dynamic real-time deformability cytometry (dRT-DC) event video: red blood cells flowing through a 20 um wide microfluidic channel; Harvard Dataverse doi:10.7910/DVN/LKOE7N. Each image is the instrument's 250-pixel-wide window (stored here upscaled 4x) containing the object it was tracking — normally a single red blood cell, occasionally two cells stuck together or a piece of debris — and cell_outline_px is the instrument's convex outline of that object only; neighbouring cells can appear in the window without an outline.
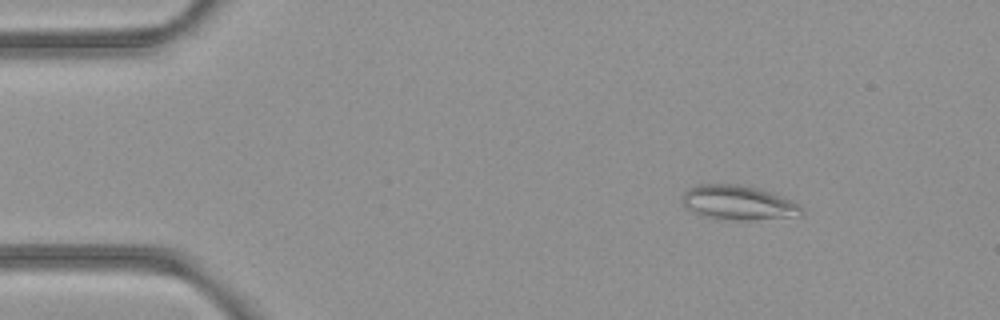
{"species": "common noctule bat (a hibernating species)", "species_latin": "Nyctalus noctula", "temperature_condition": "room temperature", "stored_images_in_passage": 52, "camera_frame_rate_fps": 3000, "um_per_image_px": 0.085, "animal": {"sex": "female", "body_mass_g": 21.9}, "frame": {"image": 1, "passage_image": 7, "time_ms": 2.0, "image_size_px": [1000, 320], "cell_outline_px": [[804, 212], [800, 216], [752, 220], [732, 220], [700, 216], [692, 212], [684, 204], [684, 192], [688, 188], [696, 184], [736, 184], [756, 188], [792, 200], [800, 204], [804, 208]], "centroid_in_image_um": [62.78, 17.24], "position_along_channel_um": 22.2, "area_um2": 23.99}}
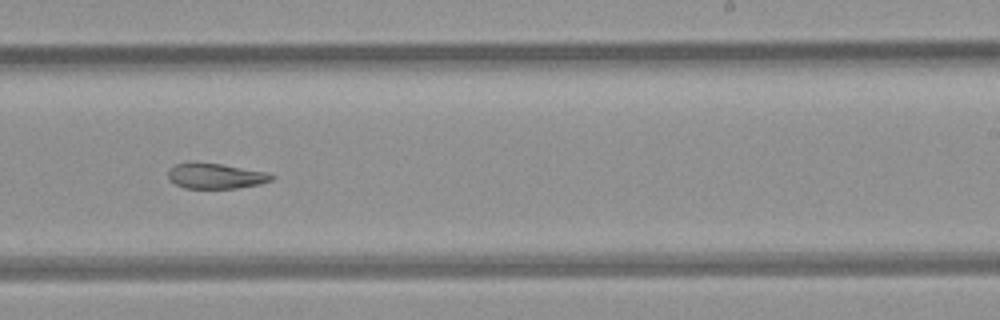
{"frame": {"image": 2, "passage_image": 32, "time_ms": 10.333, "image_size_px": [1000, 320], "cell_outline_px": [[276, 176], [272, 180], [260, 184], [236, 188], [184, 188], [168, 180], [168, 172], [176, 164], [188, 160], [220, 164], [268, 172]], "centroid_in_image_um": [18.31, 14.94], "position_along_channel_um": 270.7, "area_um2": 15.55}}
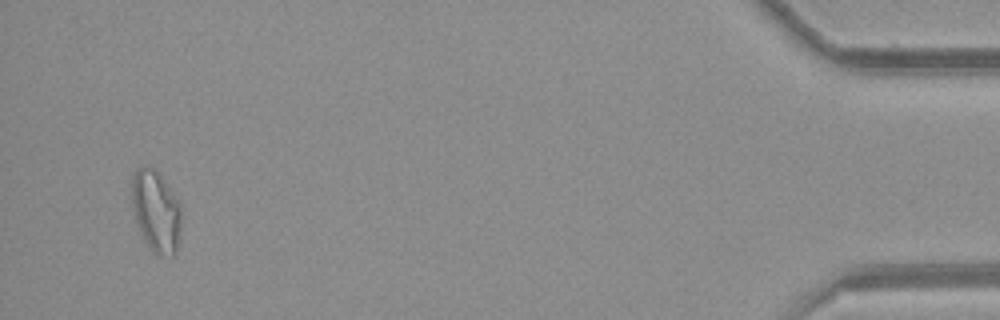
{"frame": {"image": 3, "passage_image": 50, "time_ms": 16.333, "image_size_px": [1000, 320], "cell_outline_px": [[180, 236], [176, 252], [172, 256], [152, 252], [140, 232], [132, 208], [132, 176], [136, 168], [140, 164], [144, 164], [152, 168], [168, 184], [180, 204]], "centroid_in_image_um": [13.25, 17.92], "position_along_channel_um": 422.0, "area_um2": 23.52}}